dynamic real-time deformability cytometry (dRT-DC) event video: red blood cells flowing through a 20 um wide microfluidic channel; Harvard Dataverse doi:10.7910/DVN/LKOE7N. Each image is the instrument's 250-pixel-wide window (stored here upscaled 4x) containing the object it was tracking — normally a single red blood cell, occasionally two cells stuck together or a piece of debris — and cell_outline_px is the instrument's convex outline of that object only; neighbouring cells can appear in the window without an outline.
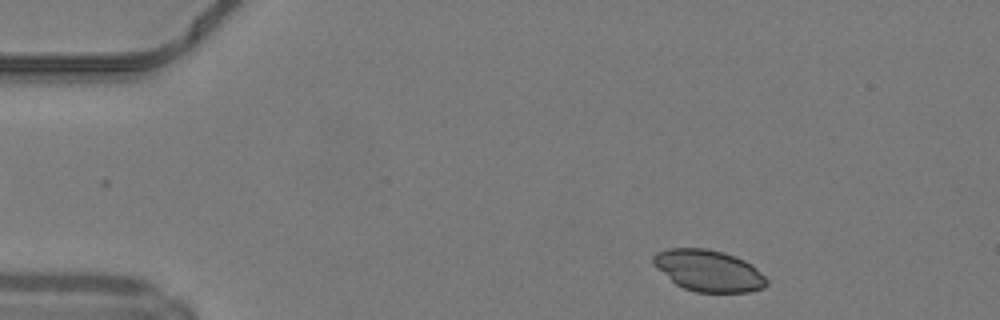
{"species": "common noctule bat (a hibernating species)", "species_latin": "Nyctalus noctula", "temperature_condition": "warm", "stored_images_in_passage": 43, "camera_frame_rate_fps": 3000, "um_per_image_px": 0.085, "animal": {"sex": "male", "body_mass_g": 19.2, "forearm_length_mm": 51.8}, "frame": {"image": 1, "passage_image": 2, "time_ms": 0.333, "image_size_px": [1000, 320], "cell_outline_px": [[768, 284], [764, 288], [748, 292], [696, 292], [684, 288], [676, 284], [652, 264], [652, 256], [656, 252], [668, 248], [704, 248], [724, 252], [736, 256], [752, 264], [768, 280]], "centroid_in_image_um": [60.23, 23.0], "position_along_channel_um": 24.8, "area_um2": 27.51}}
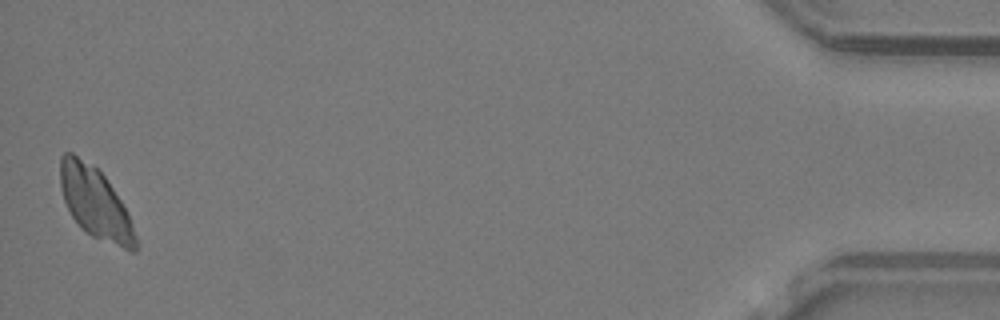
{"frame": {"image": 2, "passage_image": 43, "time_ms": 14.0, "image_size_px": [1000, 320], "cell_outline_px": [[136, 252], [132, 252], [92, 236], [80, 228], [72, 216], [64, 200], [60, 188], [60, 156], [64, 152], [72, 152], [92, 164], [104, 176], [120, 200], [132, 224], [136, 236]], "centroid_in_image_um": [8.06, 17.24], "position_along_channel_um": 427.1, "area_um2": 30.81}}